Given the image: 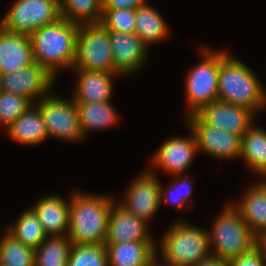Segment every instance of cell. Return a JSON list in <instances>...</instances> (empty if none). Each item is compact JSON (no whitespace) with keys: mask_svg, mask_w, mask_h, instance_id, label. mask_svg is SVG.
I'll use <instances>...</instances> for the list:
<instances>
[{"mask_svg":"<svg viewBox=\"0 0 266 266\" xmlns=\"http://www.w3.org/2000/svg\"><path fill=\"white\" fill-rule=\"evenodd\" d=\"M40 111L48 138L76 142L84 139L76 103L50 93L34 104Z\"/></svg>","mask_w":266,"mask_h":266,"instance_id":"cell-8","label":"cell"},{"mask_svg":"<svg viewBox=\"0 0 266 266\" xmlns=\"http://www.w3.org/2000/svg\"><path fill=\"white\" fill-rule=\"evenodd\" d=\"M188 137L178 136L166 140L152 156V166L169 175L184 174L198 154L197 140L189 128Z\"/></svg>","mask_w":266,"mask_h":266,"instance_id":"cell-13","label":"cell"},{"mask_svg":"<svg viewBox=\"0 0 266 266\" xmlns=\"http://www.w3.org/2000/svg\"><path fill=\"white\" fill-rule=\"evenodd\" d=\"M160 185L158 177L153 170L149 169L130 182L124 199L118 203L128 212L148 223L161 206Z\"/></svg>","mask_w":266,"mask_h":266,"instance_id":"cell-11","label":"cell"},{"mask_svg":"<svg viewBox=\"0 0 266 266\" xmlns=\"http://www.w3.org/2000/svg\"><path fill=\"white\" fill-rule=\"evenodd\" d=\"M154 241L105 244L108 266H151L158 254Z\"/></svg>","mask_w":266,"mask_h":266,"instance_id":"cell-20","label":"cell"},{"mask_svg":"<svg viewBox=\"0 0 266 266\" xmlns=\"http://www.w3.org/2000/svg\"><path fill=\"white\" fill-rule=\"evenodd\" d=\"M229 203L214 220L211 230H208L211 254L227 261L257 246V238L243 221L239 210Z\"/></svg>","mask_w":266,"mask_h":266,"instance_id":"cell-5","label":"cell"},{"mask_svg":"<svg viewBox=\"0 0 266 266\" xmlns=\"http://www.w3.org/2000/svg\"><path fill=\"white\" fill-rule=\"evenodd\" d=\"M60 18V0H15L1 18L0 26L10 32L31 35Z\"/></svg>","mask_w":266,"mask_h":266,"instance_id":"cell-9","label":"cell"},{"mask_svg":"<svg viewBox=\"0 0 266 266\" xmlns=\"http://www.w3.org/2000/svg\"><path fill=\"white\" fill-rule=\"evenodd\" d=\"M173 176L174 178L168 186L160 185V204L165 202L169 206L173 205V207L180 211L186 208L188 209L190 207L187 205L189 204L190 206L192 203L190 200L192 194V180L187 178L185 174Z\"/></svg>","mask_w":266,"mask_h":266,"instance_id":"cell-30","label":"cell"},{"mask_svg":"<svg viewBox=\"0 0 266 266\" xmlns=\"http://www.w3.org/2000/svg\"><path fill=\"white\" fill-rule=\"evenodd\" d=\"M193 266H230L229 261L217 258L213 255L200 260Z\"/></svg>","mask_w":266,"mask_h":266,"instance_id":"cell-36","label":"cell"},{"mask_svg":"<svg viewBox=\"0 0 266 266\" xmlns=\"http://www.w3.org/2000/svg\"><path fill=\"white\" fill-rule=\"evenodd\" d=\"M6 230L18 241L34 249L38 248L47 237L31 208L21 212L15 224L7 227Z\"/></svg>","mask_w":266,"mask_h":266,"instance_id":"cell-28","label":"cell"},{"mask_svg":"<svg viewBox=\"0 0 266 266\" xmlns=\"http://www.w3.org/2000/svg\"><path fill=\"white\" fill-rule=\"evenodd\" d=\"M73 243L67 236H47L35 249V266H67Z\"/></svg>","mask_w":266,"mask_h":266,"instance_id":"cell-26","label":"cell"},{"mask_svg":"<svg viewBox=\"0 0 266 266\" xmlns=\"http://www.w3.org/2000/svg\"><path fill=\"white\" fill-rule=\"evenodd\" d=\"M67 236L73 244H104L115 197L75 191L71 194Z\"/></svg>","mask_w":266,"mask_h":266,"instance_id":"cell-2","label":"cell"},{"mask_svg":"<svg viewBox=\"0 0 266 266\" xmlns=\"http://www.w3.org/2000/svg\"><path fill=\"white\" fill-rule=\"evenodd\" d=\"M1 79H2V74L0 72V92L2 91V87H1Z\"/></svg>","mask_w":266,"mask_h":266,"instance_id":"cell-40","label":"cell"},{"mask_svg":"<svg viewBox=\"0 0 266 266\" xmlns=\"http://www.w3.org/2000/svg\"><path fill=\"white\" fill-rule=\"evenodd\" d=\"M202 60L185 77L186 114H197L204 106L218 100L219 51L202 46Z\"/></svg>","mask_w":266,"mask_h":266,"instance_id":"cell-6","label":"cell"},{"mask_svg":"<svg viewBox=\"0 0 266 266\" xmlns=\"http://www.w3.org/2000/svg\"><path fill=\"white\" fill-rule=\"evenodd\" d=\"M29 35L14 33L0 26V72L8 74L34 63Z\"/></svg>","mask_w":266,"mask_h":266,"instance_id":"cell-18","label":"cell"},{"mask_svg":"<svg viewBox=\"0 0 266 266\" xmlns=\"http://www.w3.org/2000/svg\"><path fill=\"white\" fill-rule=\"evenodd\" d=\"M79 25L60 18L29 35L34 61L57 78L60 70L72 69L76 58Z\"/></svg>","mask_w":266,"mask_h":266,"instance_id":"cell-3","label":"cell"},{"mask_svg":"<svg viewBox=\"0 0 266 266\" xmlns=\"http://www.w3.org/2000/svg\"><path fill=\"white\" fill-rule=\"evenodd\" d=\"M239 201L233 205L239 210L251 233L257 239L266 234L265 191L257 183H253L243 194L242 200Z\"/></svg>","mask_w":266,"mask_h":266,"instance_id":"cell-21","label":"cell"},{"mask_svg":"<svg viewBox=\"0 0 266 266\" xmlns=\"http://www.w3.org/2000/svg\"><path fill=\"white\" fill-rule=\"evenodd\" d=\"M31 209L47 236L68 233L70 201H66L64 197L49 194L35 202Z\"/></svg>","mask_w":266,"mask_h":266,"instance_id":"cell-19","label":"cell"},{"mask_svg":"<svg viewBox=\"0 0 266 266\" xmlns=\"http://www.w3.org/2000/svg\"><path fill=\"white\" fill-rule=\"evenodd\" d=\"M5 232L0 237V266H35V249Z\"/></svg>","mask_w":266,"mask_h":266,"instance_id":"cell-29","label":"cell"},{"mask_svg":"<svg viewBox=\"0 0 266 266\" xmlns=\"http://www.w3.org/2000/svg\"><path fill=\"white\" fill-rule=\"evenodd\" d=\"M135 22V34L141 38L147 48L166 39L169 35L167 22L158 10L148 3L136 9Z\"/></svg>","mask_w":266,"mask_h":266,"instance_id":"cell-24","label":"cell"},{"mask_svg":"<svg viewBox=\"0 0 266 266\" xmlns=\"http://www.w3.org/2000/svg\"><path fill=\"white\" fill-rule=\"evenodd\" d=\"M240 158L250 171L261 176L266 175V130L254 123L241 137Z\"/></svg>","mask_w":266,"mask_h":266,"instance_id":"cell-23","label":"cell"},{"mask_svg":"<svg viewBox=\"0 0 266 266\" xmlns=\"http://www.w3.org/2000/svg\"><path fill=\"white\" fill-rule=\"evenodd\" d=\"M55 77L36 62L21 70L2 74V91L28 98L33 104L51 93Z\"/></svg>","mask_w":266,"mask_h":266,"instance_id":"cell-12","label":"cell"},{"mask_svg":"<svg viewBox=\"0 0 266 266\" xmlns=\"http://www.w3.org/2000/svg\"><path fill=\"white\" fill-rule=\"evenodd\" d=\"M157 259H158V260H157ZM151 266H176V265H170V264H167V263H165V262H163V261L160 262L159 258H158L157 255H156V257L154 258V260H153Z\"/></svg>","mask_w":266,"mask_h":266,"instance_id":"cell-38","label":"cell"},{"mask_svg":"<svg viewBox=\"0 0 266 266\" xmlns=\"http://www.w3.org/2000/svg\"><path fill=\"white\" fill-rule=\"evenodd\" d=\"M148 223L128 212L115 201L110 212L104 244L131 241H154L149 234Z\"/></svg>","mask_w":266,"mask_h":266,"instance_id":"cell-16","label":"cell"},{"mask_svg":"<svg viewBox=\"0 0 266 266\" xmlns=\"http://www.w3.org/2000/svg\"><path fill=\"white\" fill-rule=\"evenodd\" d=\"M197 140L198 152L216 159H240L241 137L207 125L197 114L184 118Z\"/></svg>","mask_w":266,"mask_h":266,"instance_id":"cell-10","label":"cell"},{"mask_svg":"<svg viewBox=\"0 0 266 266\" xmlns=\"http://www.w3.org/2000/svg\"><path fill=\"white\" fill-rule=\"evenodd\" d=\"M111 102L76 103L84 139L87 137L88 131H101V129H107L118 123L120 114L117 113Z\"/></svg>","mask_w":266,"mask_h":266,"instance_id":"cell-25","label":"cell"},{"mask_svg":"<svg viewBox=\"0 0 266 266\" xmlns=\"http://www.w3.org/2000/svg\"><path fill=\"white\" fill-rule=\"evenodd\" d=\"M135 19L134 9H103L100 23L108 30L135 33Z\"/></svg>","mask_w":266,"mask_h":266,"instance_id":"cell-33","label":"cell"},{"mask_svg":"<svg viewBox=\"0 0 266 266\" xmlns=\"http://www.w3.org/2000/svg\"><path fill=\"white\" fill-rule=\"evenodd\" d=\"M229 264L230 266H266V260L261 249L256 246L246 254L230 260Z\"/></svg>","mask_w":266,"mask_h":266,"instance_id":"cell-34","label":"cell"},{"mask_svg":"<svg viewBox=\"0 0 266 266\" xmlns=\"http://www.w3.org/2000/svg\"><path fill=\"white\" fill-rule=\"evenodd\" d=\"M33 103L26 97L15 94L0 92V126L7 130L12 123L25 113Z\"/></svg>","mask_w":266,"mask_h":266,"instance_id":"cell-32","label":"cell"},{"mask_svg":"<svg viewBox=\"0 0 266 266\" xmlns=\"http://www.w3.org/2000/svg\"><path fill=\"white\" fill-rule=\"evenodd\" d=\"M160 260L176 266H193L211 256L208 230L177 220L160 240Z\"/></svg>","mask_w":266,"mask_h":266,"instance_id":"cell-4","label":"cell"},{"mask_svg":"<svg viewBox=\"0 0 266 266\" xmlns=\"http://www.w3.org/2000/svg\"><path fill=\"white\" fill-rule=\"evenodd\" d=\"M114 72L122 76L134 75L145 65L148 48L135 33L109 30Z\"/></svg>","mask_w":266,"mask_h":266,"instance_id":"cell-14","label":"cell"},{"mask_svg":"<svg viewBox=\"0 0 266 266\" xmlns=\"http://www.w3.org/2000/svg\"><path fill=\"white\" fill-rule=\"evenodd\" d=\"M262 178V179H260ZM258 180V182H256L264 191L266 194V175L265 176H261Z\"/></svg>","mask_w":266,"mask_h":266,"instance_id":"cell-39","label":"cell"},{"mask_svg":"<svg viewBox=\"0 0 266 266\" xmlns=\"http://www.w3.org/2000/svg\"><path fill=\"white\" fill-rule=\"evenodd\" d=\"M147 0H103V9H134L147 4Z\"/></svg>","mask_w":266,"mask_h":266,"instance_id":"cell-35","label":"cell"},{"mask_svg":"<svg viewBox=\"0 0 266 266\" xmlns=\"http://www.w3.org/2000/svg\"><path fill=\"white\" fill-rule=\"evenodd\" d=\"M72 69L114 71L109 30L100 22L79 25Z\"/></svg>","mask_w":266,"mask_h":266,"instance_id":"cell-7","label":"cell"},{"mask_svg":"<svg viewBox=\"0 0 266 266\" xmlns=\"http://www.w3.org/2000/svg\"><path fill=\"white\" fill-rule=\"evenodd\" d=\"M257 246L263 252L264 258L266 260V234L262 235L257 239Z\"/></svg>","mask_w":266,"mask_h":266,"instance_id":"cell-37","label":"cell"},{"mask_svg":"<svg viewBox=\"0 0 266 266\" xmlns=\"http://www.w3.org/2000/svg\"><path fill=\"white\" fill-rule=\"evenodd\" d=\"M218 100L245 107L256 116L266 107V89L253 70L219 50Z\"/></svg>","mask_w":266,"mask_h":266,"instance_id":"cell-1","label":"cell"},{"mask_svg":"<svg viewBox=\"0 0 266 266\" xmlns=\"http://www.w3.org/2000/svg\"><path fill=\"white\" fill-rule=\"evenodd\" d=\"M77 73V85L70 98L75 103L110 102L113 95V80L121 76L114 71H88L71 69Z\"/></svg>","mask_w":266,"mask_h":266,"instance_id":"cell-17","label":"cell"},{"mask_svg":"<svg viewBox=\"0 0 266 266\" xmlns=\"http://www.w3.org/2000/svg\"><path fill=\"white\" fill-rule=\"evenodd\" d=\"M6 132L16 143L29 146L41 144L49 139L40 111L34 104L20 115Z\"/></svg>","mask_w":266,"mask_h":266,"instance_id":"cell-22","label":"cell"},{"mask_svg":"<svg viewBox=\"0 0 266 266\" xmlns=\"http://www.w3.org/2000/svg\"><path fill=\"white\" fill-rule=\"evenodd\" d=\"M197 115L209 126L242 137L255 123L256 115L249 109L216 100L204 106Z\"/></svg>","mask_w":266,"mask_h":266,"instance_id":"cell-15","label":"cell"},{"mask_svg":"<svg viewBox=\"0 0 266 266\" xmlns=\"http://www.w3.org/2000/svg\"><path fill=\"white\" fill-rule=\"evenodd\" d=\"M60 14L78 25L98 23L103 14V0H60Z\"/></svg>","mask_w":266,"mask_h":266,"instance_id":"cell-27","label":"cell"},{"mask_svg":"<svg viewBox=\"0 0 266 266\" xmlns=\"http://www.w3.org/2000/svg\"><path fill=\"white\" fill-rule=\"evenodd\" d=\"M67 266H108L105 244H73Z\"/></svg>","mask_w":266,"mask_h":266,"instance_id":"cell-31","label":"cell"}]
</instances>
